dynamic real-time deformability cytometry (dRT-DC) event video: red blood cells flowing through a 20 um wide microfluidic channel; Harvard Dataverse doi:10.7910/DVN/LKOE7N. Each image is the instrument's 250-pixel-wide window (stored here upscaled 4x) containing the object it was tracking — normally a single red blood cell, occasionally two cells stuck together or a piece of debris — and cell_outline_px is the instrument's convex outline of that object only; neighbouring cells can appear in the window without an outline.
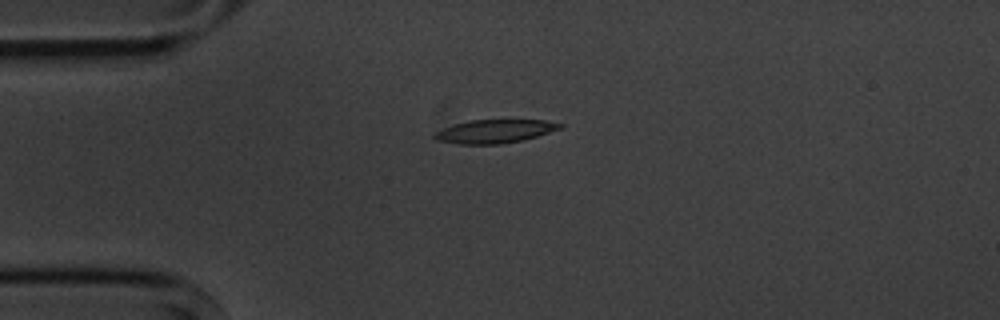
{"species": "common noctule bat (a hibernating species)", "species_latin": "Nyctalus noctula", "temperature_condition": "cold", "stored_images_in_passage": 9, "camera_frame_rate_fps": 3000, "um_per_image_px": 0.085, "animal": {"sex": "male", "body_mass_g": 20.1, "forearm_length_mm": 53.5}, "frame": {"image": 1, "passage_image": 3, "time_ms": 2.333, "image_size_px": [1000, 320], "cell_outline_px": [[564, 128], [524, 140], [500, 144], [456, 144], [436, 140], [432, 136], [436, 132], [452, 124], [468, 120], [544, 120], [564, 124]], "centroid_in_image_um": [42.06, 11.16], "position_along_channel_um": 42.9, "area_um2": 17.34}}
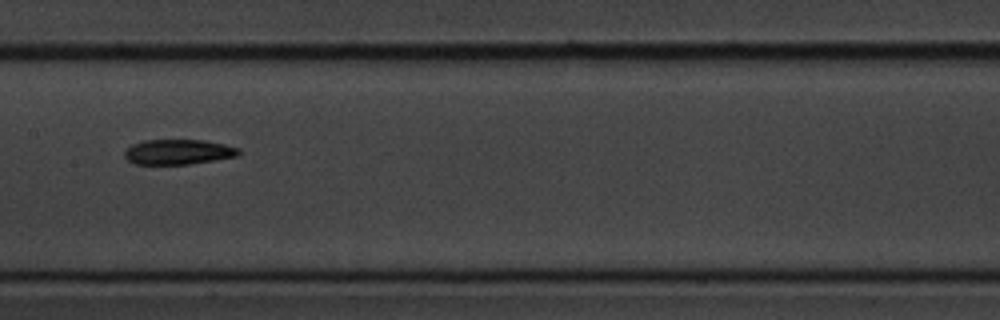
{"frame": {"image": 2, "passage_image": 7, "time_ms": 7.0, "image_size_px": [1000, 320], "cell_outline_px": [[240, 152], [236, 156], [188, 164], [136, 164], [128, 160], [124, 156], [124, 148], [132, 144], [144, 140], [204, 140], [224, 144], [240, 148]], "centroid_in_image_um": [15.1, 12.9], "position_along_channel_um": 192.3, "area_um2": 16.65}}
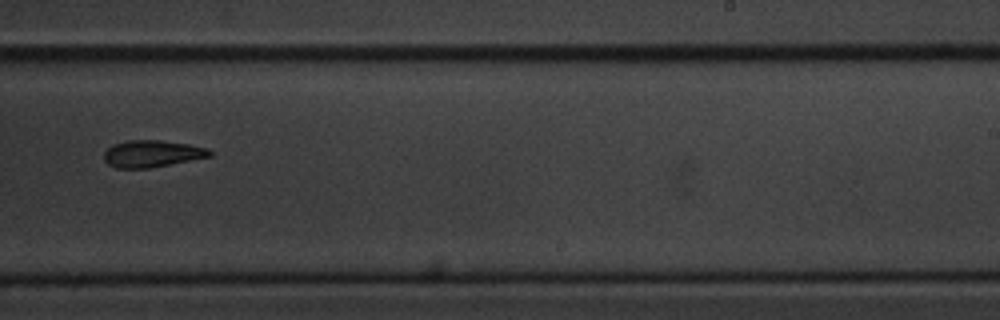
{"frame": {"image": 3, "passage_image": 9, "time_ms": 9.333, "image_size_px": [1000, 320], "cell_outline_px": [[212, 156], [148, 168], [116, 168], [108, 164], [104, 160], [104, 152], [112, 144], [128, 140], [160, 140], [188, 144], [208, 148], [212, 152]], "centroid_in_image_um": [12.9, 13.06], "position_along_channel_um": 276.1, "area_um2": 16.53}}